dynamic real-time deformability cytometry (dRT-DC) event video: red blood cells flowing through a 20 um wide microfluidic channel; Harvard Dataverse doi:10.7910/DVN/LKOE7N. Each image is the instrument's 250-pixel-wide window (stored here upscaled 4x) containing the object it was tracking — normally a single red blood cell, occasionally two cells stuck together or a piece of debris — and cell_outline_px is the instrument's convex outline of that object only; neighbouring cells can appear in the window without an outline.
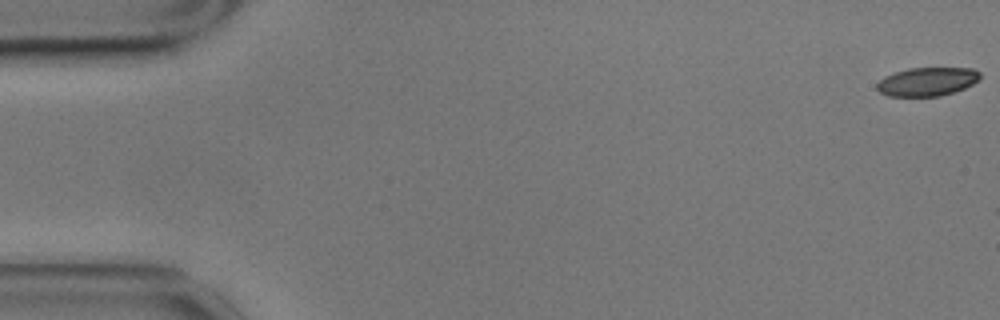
{"species": "common noctule bat (a hibernating species)", "species_latin": "Nyctalus noctula", "temperature_condition": "cold", "stored_images_in_passage": 3, "camera_frame_rate_fps": 3000, "um_per_image_px": 0.085, "animal": {"sex": "male", "body_mass_g": 17.9}, "frame": {"image": 1, "passage_image": 1, "time_ms": 0.0, "image_size_px": [1000, 320], "cell_outline_px": [[980, 80], [964, 88], [940, 96], [888, 96], [880, 92], [876, 88], [876, 84], [884, 76], [908, 68], [972, 68], [980, 72]], "centroid_in_image_um": [78.81, 6.93], "position_along_channel_um": 6.2, "area_um2": 17.17}}